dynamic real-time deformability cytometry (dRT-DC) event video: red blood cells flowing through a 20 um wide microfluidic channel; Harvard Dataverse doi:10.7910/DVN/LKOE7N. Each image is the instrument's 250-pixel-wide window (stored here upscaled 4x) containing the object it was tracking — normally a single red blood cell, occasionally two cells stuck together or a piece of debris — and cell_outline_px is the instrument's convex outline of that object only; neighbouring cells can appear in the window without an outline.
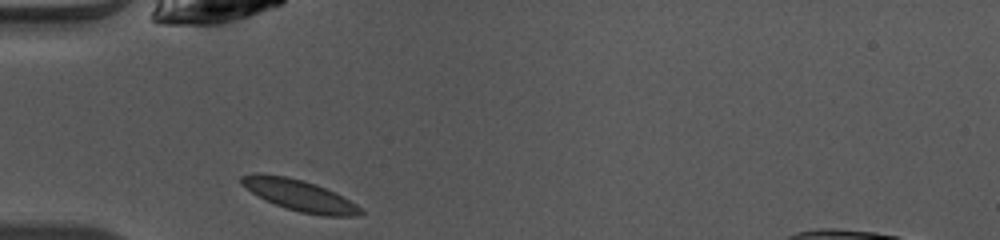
{"species": "common noctule bat (a hibernating species)", "species_latin": "Nyctalus noctula", "temperature_condition": "warm", "stored_images_in_passage": 30, "camera_frame_rate_fps": 3000, "um_per_image_px": 0.085, "animal": {"sex": "female", "body_mass_g": 10.0, "forearm_length_mm": 53.1}, "frame": {"image": 1, "passage_image": 1, "time_ms": 0.0, "image_size_px": [1000, 240], "cell_outline_px": [[364, 212], [360, 216], [324, 216], [300, 212], [276, 204], [252, 192], [240, 184], [240, 176], [256, 172], [288, 176], [304, 180], [316, 184], [356, 204]], "centroid_in_image_um": [25.43, 16.58], "position_along_channel_um": 59.6, "area_um2": 21.39}}
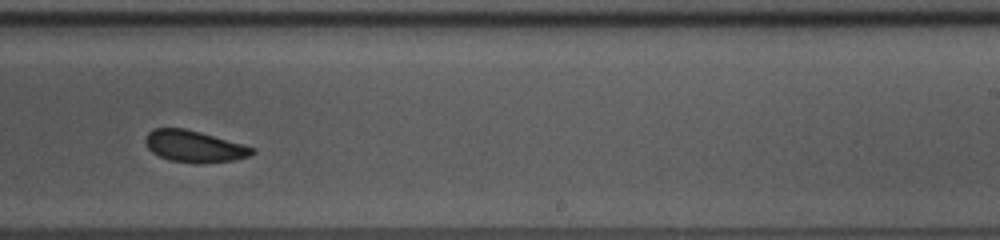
{"frame": {"image": 2, "passage_image": 17, "time_ms": 5.333, "image_size_px": [1000, 240], "cell_outline_px": [[256, 152], [248, 156], [236, 160], [196, 164], [168, 160], [152, 152], [148, 148], [144, 140], [148, 132], [152, 128], [184, 128], [200, 132], [244, 144], [256, 148]], "centroid_in_image_um": [16.52, 12.44], "position_along_channel_um": 272.5, "area_um2": 19.88}}
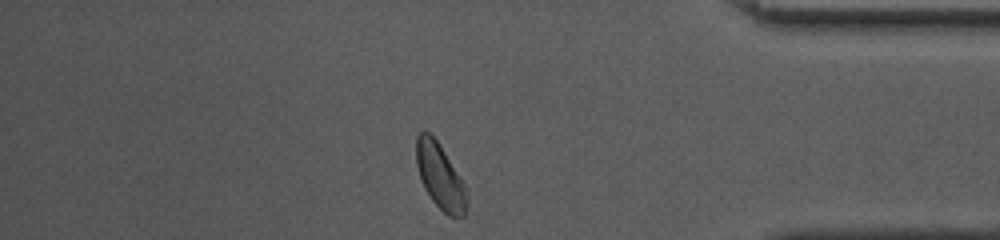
{"frame": {"image": 3, "passage_image": 28, "time_ms": 9.0, "image_size_px": [1000, 240], "cell_outline_px": [[468, 200], [464, 216], [456, 220], [448, 216], [432, 200], [424, 188], [416, 164], [416, 136], [420, 132], [428, 132], [436, 140], [468, 188]], "centroid_in_image_um": [37.45, 15.06], "position_along_channel_um": 397.8, "area_um2": 19.36}, "authors_computed_cell_mechanics": {"area_um2": 20.0855, "velocity_mm_per_s": 4.0714, "shape_relaxation_time_tau1_ms": 2.3276, "shape_relaxation_time_tau2_ms": 1.9547, "deformation_change_tau1": 0.0794, "deformation_change_tau2": 0.067}}